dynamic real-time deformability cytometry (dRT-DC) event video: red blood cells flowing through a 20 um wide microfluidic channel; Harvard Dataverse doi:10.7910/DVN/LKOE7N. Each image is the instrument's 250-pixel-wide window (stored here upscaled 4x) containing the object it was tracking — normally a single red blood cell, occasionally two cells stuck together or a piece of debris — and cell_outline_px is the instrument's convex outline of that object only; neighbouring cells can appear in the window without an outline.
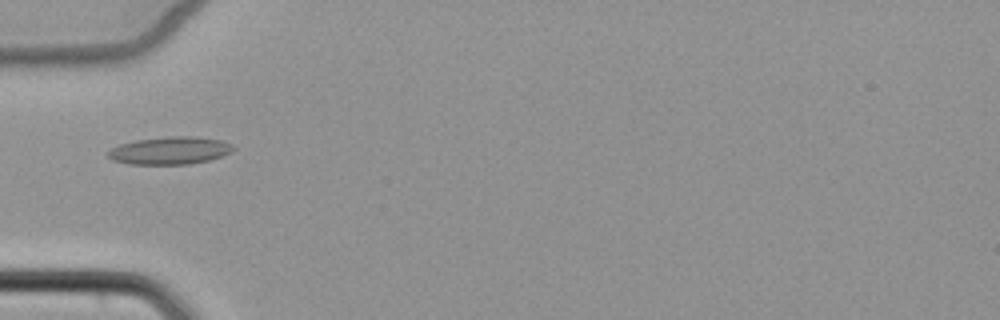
{"species": "common noctule bat (a hibernating species)", "species_latin": "Nyctalus noctula", "temperature_condition": "cold", "stored_images_in_passage": 5, "camera_frame_rate_fps": 3000, "um_per_image_px": 0.085, "animal": {"sex": "female", "body_mass_g": 22.7, "forearm_length_mm": 54.2}, "frame": {"image": 1, "passage_image": 4, "time_ms": 3.667, "image_size_px": [1000, 320], "cell_outline_px": [[236, 148], [232, 152], [208, 160], [188, 164], [128, 164], [112, 160], [108, 156], [108, 152], [112, 148], [120, 144], [136, 140], [168, 136], [192, 136], [220, 140], [232, 144]], "centroid_in_image_um": [14.45, 12.79], "position_along_channel_um": 70.6, "area_um2": 20.06}}
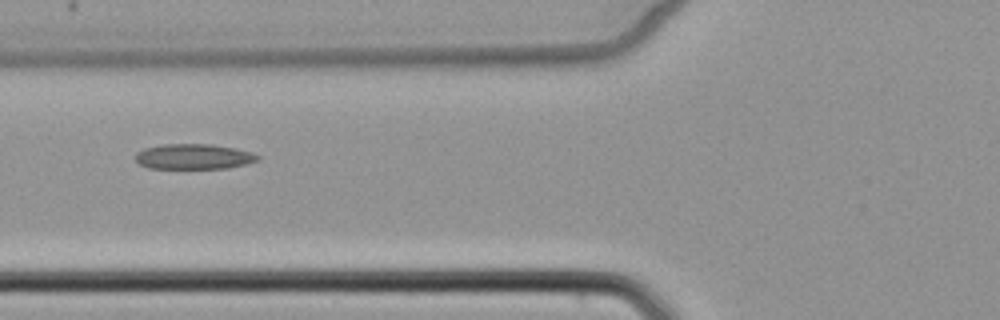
{"frame": {"image": 2, "passage_image": 5, "time_ms": 4.667, "image_size_px": [1000, 320], "cell_outline_px": [[260, 160], [248, 164], [228, 168], [148, 168], [140, 164], [136, 160], [136, 152], [144, 148], [160, 144], [212, 144], [236, 148], [252, 152], [260, 156]], "centroid_in_image_um": [16.5, 13.3], "position_along_channel_um": 109.3, "area_um2": 18.21}}